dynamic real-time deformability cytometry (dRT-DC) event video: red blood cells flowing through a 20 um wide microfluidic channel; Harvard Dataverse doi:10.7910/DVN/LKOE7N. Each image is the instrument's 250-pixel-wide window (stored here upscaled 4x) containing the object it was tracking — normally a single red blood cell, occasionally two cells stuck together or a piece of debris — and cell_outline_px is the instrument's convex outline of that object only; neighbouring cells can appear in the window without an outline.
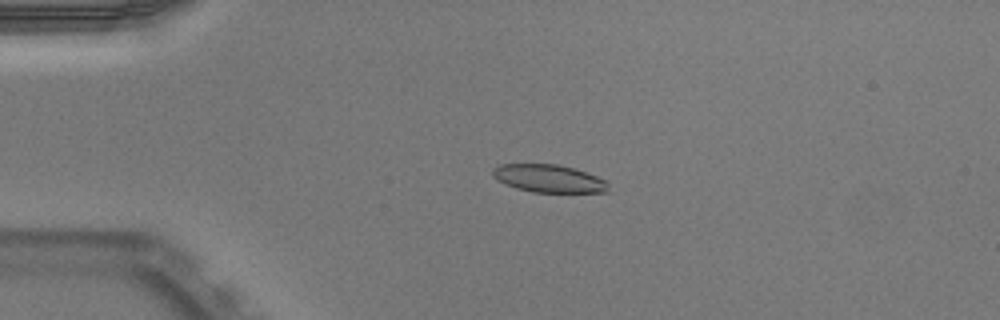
{"species": "Egyptian fruit bat (a non-hibernating species)", "species_latin": "Rousettus aegyptiacus", "temperature_condition": "warm", "stored_images_in_passage": 50, "camera_frame_rate_fps": 3000, "um_per_image_px": 0.085, "animal": {"sex": "male"}, "frame": {"image": 1, "passage_image": 11, "time_ms": 3.333, "image_size_px": [1000, 320], "cell_outline_px": [[608, 192], [532, 192], [516, 188], [504, 184], [496, 180], [492, 176], [492, 168], [500, 164], [556, 164], [572, 168], [596, 176], [604, 180], [608, 184]], "centroid_in_image_um": [46.58, 15.17], "position_along_channel_um": 38.4, "area_um2": 18.67}}
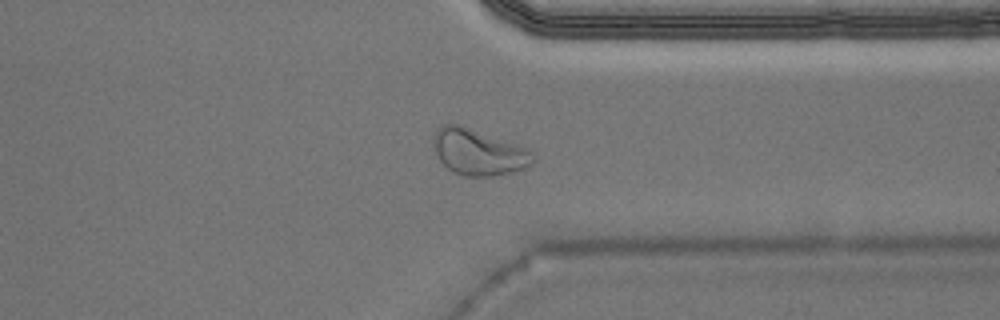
{"frame": {"image": 2, "passage_image": 39, "time_ms": 12.667, "image_size_px": [1000, 320], "cell_outline_px": [[536, 160], [524, 168], [512, 172], [492, 176], [464, 176], [452, 172], [440, 160], [436, 152], [432, 140], [436, 128], [440, 124], [460, 124], [524, 148], [532, 152]], "centroid_in_image_um": [40.62, 12.93], "position_along_channel_um": 370.8, "area_um2": 26.41}}
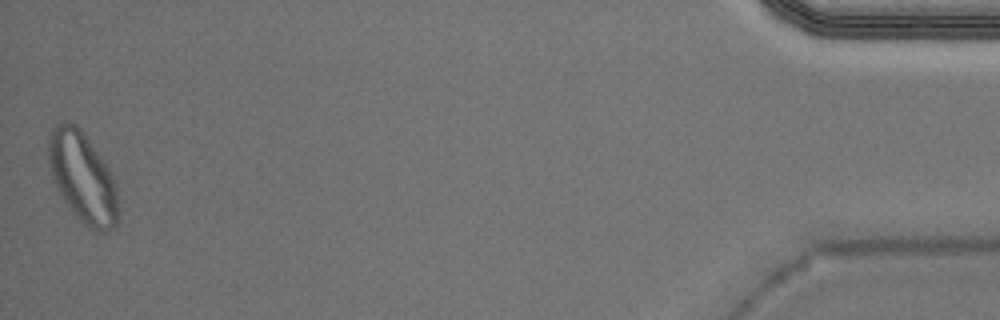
{"frame": {"image": 3, "passage_image": 50, "time_ms": 16.333, "image_size_px": [1000, 320], "cell_outline_px": [[116, 224], [108, 232], [92, 232], [72, 212], [56, 188], [52, 180], [48, 164], [48, 136], [52, 128], [64, 120], [76, 124], [84, 132], [108, 168], [116, 184]], "centroid_in_image_um": [6.97, 15.06], "position_along_channel_um": 428.2, "area_um2": 36.76}, "authors_computed_cell_mechanics": {"area_um2": 19.941, "velocity_mm_per_s": 3.9482, "shape_relaxation_time_tau1_ms": null, "shape_relaxation_time_tau2_ms": 3.0944, "deformation_change_tau1": null, "deformation_change_tau2": 0.0901}}